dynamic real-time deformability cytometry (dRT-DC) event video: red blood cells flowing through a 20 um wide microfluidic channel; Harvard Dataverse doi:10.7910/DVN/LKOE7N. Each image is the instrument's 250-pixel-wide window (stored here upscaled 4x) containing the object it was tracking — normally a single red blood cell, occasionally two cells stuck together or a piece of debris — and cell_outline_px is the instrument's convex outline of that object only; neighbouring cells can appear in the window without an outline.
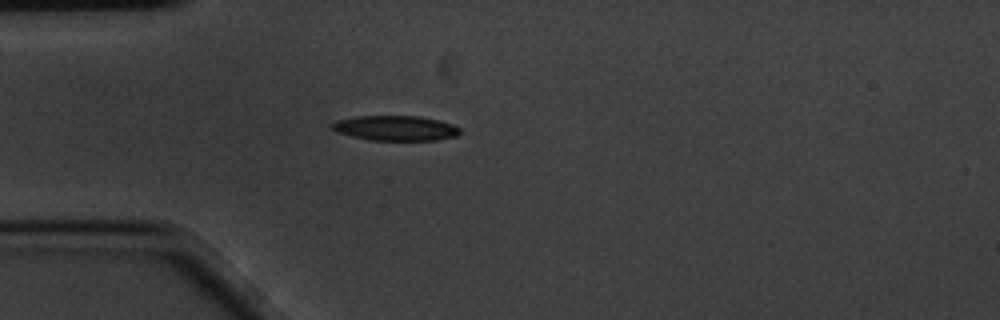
{"species": "common noctule bat (a hibernating species)", "species_latin": "Nyctalus noctula", "temperature_condition": "cold", "stored_images_in_passage": 2, "camera_frame_rate_fps": 3000, "um_per_image_px": 0.085, "animal": {"sex": "male", "body_mass_g": 20.1, "forearm_length_mm": 53.5}, "frame": {"image": 1, "passage_image": 1, "time_ms": 0.0, "image_size_px": [1000, 320], "cell_outline_px": [[460, 132], [456, 136], [436, 140], [368, 140], [336, 132], [328, 124], [336, 120], [356, 116], [420, 116], [440, 120], [452, 124], [460, 128]], "centroid_in_image_um": [33.59, 10.88], "position_along_channel_um": 51.4, "area_um2": 18.79}}